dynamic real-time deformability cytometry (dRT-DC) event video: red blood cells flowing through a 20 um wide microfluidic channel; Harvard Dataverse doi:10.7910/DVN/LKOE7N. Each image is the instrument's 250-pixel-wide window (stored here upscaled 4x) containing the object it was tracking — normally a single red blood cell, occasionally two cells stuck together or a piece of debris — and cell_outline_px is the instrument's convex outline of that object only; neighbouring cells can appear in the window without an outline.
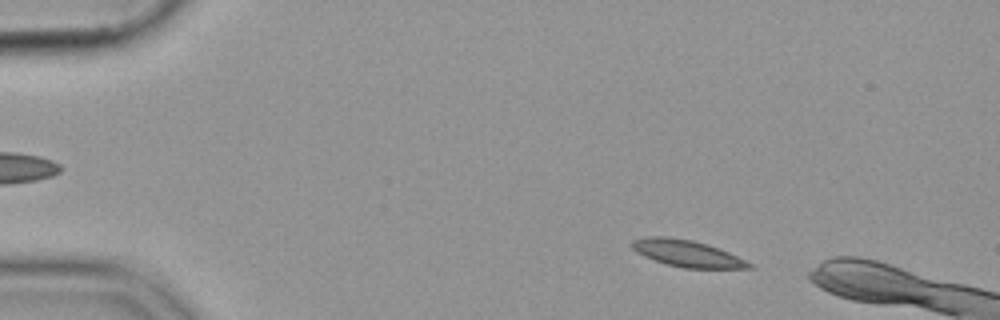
{"species": "common noctule bat (a hibernating species)", "species_latin": "Nyctalus noctula", "temperature_condition": "cold", "stored_images_in_passage": 12, "camera_frame_rate_fps": 3000, "um_per_image_px": 0.085, "animal": {"sex": "female", "body_mass_g": 19.9}, "frame": {"image": 1, "passage_image": 4, "time_ms": 1.0, "image_size_px": [1000, 320], "cell_outline_px": [[756, 268], [684, 268], [668, 264], [644, 256], [636, 252], [632, 248], [632, 240], [644, 236], [668, 236], [692, 240], [708, 244], [720, 248], [752, 264]], "centroid_in_image_um": [58.38, 21.52], "position_along_channel_um": 26.6, "area_um2": 18.15}}